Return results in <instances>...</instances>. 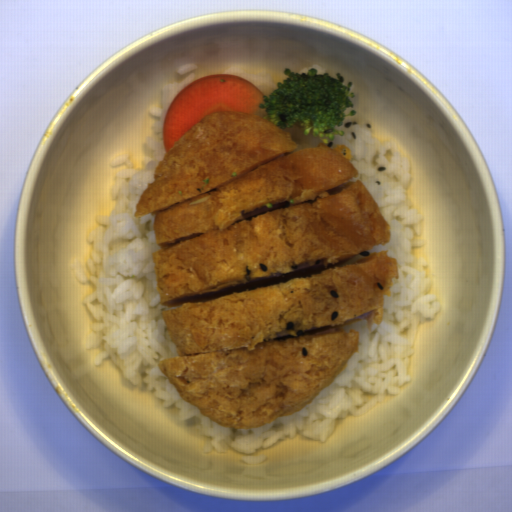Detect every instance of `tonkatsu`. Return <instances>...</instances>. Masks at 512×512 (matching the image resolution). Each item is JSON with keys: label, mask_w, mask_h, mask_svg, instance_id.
Listing matches in <instances>:
<instances>
[{"label": "tonkatsu", "mask_w": 512, "mask_h": 512, "mask_svg": "<svg viewBox=\"0 0 512 512\" xmlns=\"http://www.w3.org/2000/svg\"><path fill=\"white\" fill-rule=\"evenodd\" d=\"M351 161L299 149L265 118L210 112L164 154L134 218L154 215L152 262L177 356L159 369L222 427L309 406L383 321L400 278L392 228Z\"/></svg>", "instance_id": "d4beea91"}]
</instances>
